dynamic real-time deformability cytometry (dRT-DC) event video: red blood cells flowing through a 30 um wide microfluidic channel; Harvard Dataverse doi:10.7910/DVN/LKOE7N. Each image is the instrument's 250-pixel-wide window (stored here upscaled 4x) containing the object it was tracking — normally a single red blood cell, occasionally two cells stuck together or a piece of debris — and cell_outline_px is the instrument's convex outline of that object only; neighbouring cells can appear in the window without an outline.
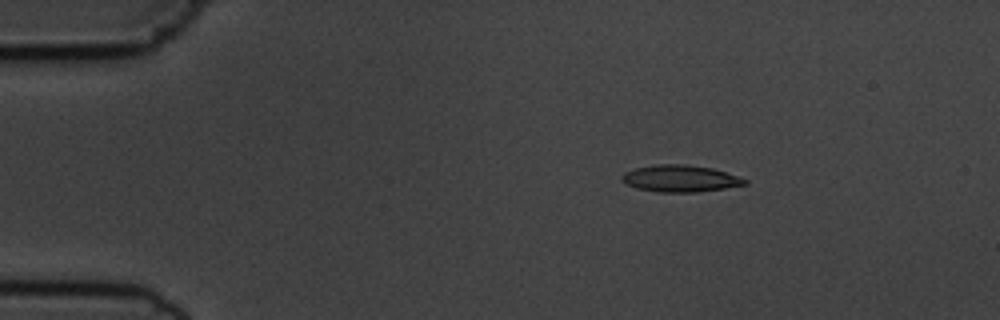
{"species": "common noctule bat (a hibernating species)", "species_latin": "Nyctalus noctula", "temperature_condition": "cold", "stored_images_in_passage": 5, "camera_frame_rate_fps": 3000, "um_per_image_px": 0.085, "animal": {"sex": "male", "body_mass_g": 19.5, "forearm_length_mm": 54.6}, "frame": {"image": 1, "passage_image": 3, "time_ms": 2.333, "image_size_px": [1000, 320], "cell_outline_px": [[748, 184], [724, 188], [696, 192], [656, 192], [636, 188], [624, 184], [620, 180], [620, 176], [624, 172], [636, 168], [656, 164], [684, 164], [712, 168], [740, 176], [748, 180]], "centroid_in_image_um": [57.79, 15.17], "position_along_channel_um": 27.2, "area_um2": 19.42}}